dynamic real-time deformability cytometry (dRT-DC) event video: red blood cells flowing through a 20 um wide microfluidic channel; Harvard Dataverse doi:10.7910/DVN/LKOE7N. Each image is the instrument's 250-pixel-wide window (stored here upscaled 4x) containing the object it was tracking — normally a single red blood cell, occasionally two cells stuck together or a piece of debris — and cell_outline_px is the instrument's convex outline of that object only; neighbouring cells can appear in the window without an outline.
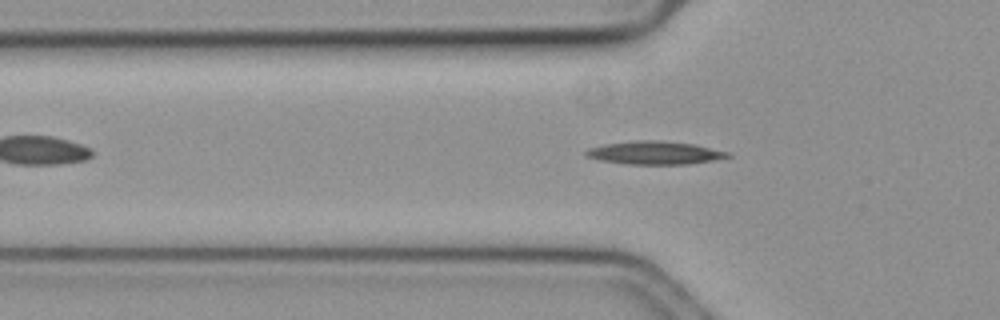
{"species": "common noctule bat (a hibernating species)", "species_latin": "Nyctalus noctula", "temperature_condition": "cold", "stored_images_in_passage": 44, "camera_frame_rate_fps": 3000, "um_per_image_px": 0.085, "animal": {"sex": "female", "body_mass_g": 19.3, "forearm_length_mm": 54.1}, "frame": {"image": 1, "passage_image": 6, "time_ms": 1.667, "image_size_px": [1000, 320], "cell_outline_px": [[732, 156], [712, 160], [688, 164], [628, 164], [600, 160], [584, 156], [584, 152], [588, 148], [604, 144], [636, 140], [656, 140], [692, 144], [728, 152]], "centroid_in_image_um": [55.58, 12.99], "position_along_channel_um": 70.2, "area_um2": 18.9}}
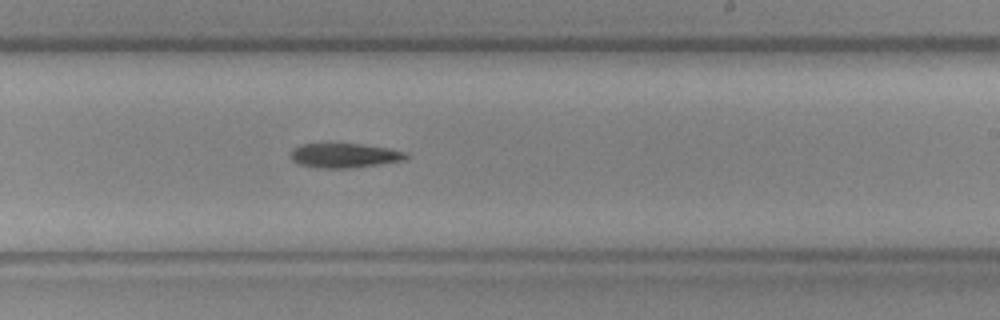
{"frame": {"image": 2, "passage_image": 22, "time_ms": 7.0, "image_size_px": [1000, 320], "cell_outline_px": [[408, 160], [380, 164], [348, 168], [316, 168], [296, 164], [288, 156], [292, 148], [300, 144], [360, 144], [388, 148], [408, 152]], "centroid_in_image_um": [29.25, 13.22], "position_along_channel_um": 259.8, "area_um2": 16.76}}
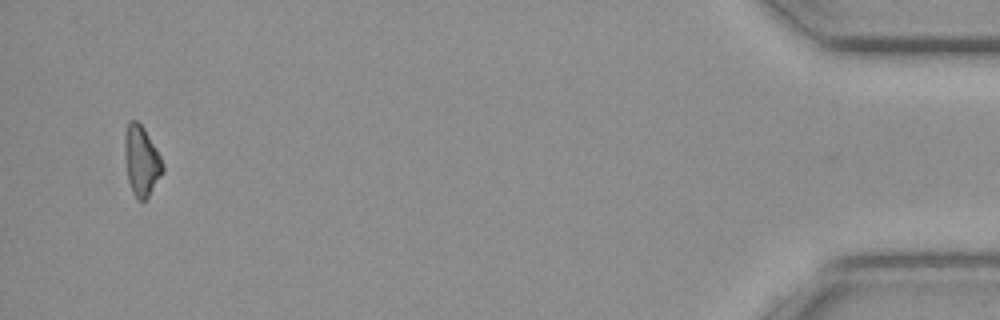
{"frame": {"image": 3, "passage_image": 43, "time_ms": 14.0, "image_size_px": [1000, 320], "cell_outline_px": [[164, 172], [148, 196], [144, 200], [136, 200], [132, 192], [128, 180], [124, 152], [124, 136], [128, 120], [136, 120], [144, 128], [156, 148], [164, 164]], "centroid_in_image_um": [12.02, 13.66], "position_along_channel_um": 423.2, "area_um2": 15.61}}